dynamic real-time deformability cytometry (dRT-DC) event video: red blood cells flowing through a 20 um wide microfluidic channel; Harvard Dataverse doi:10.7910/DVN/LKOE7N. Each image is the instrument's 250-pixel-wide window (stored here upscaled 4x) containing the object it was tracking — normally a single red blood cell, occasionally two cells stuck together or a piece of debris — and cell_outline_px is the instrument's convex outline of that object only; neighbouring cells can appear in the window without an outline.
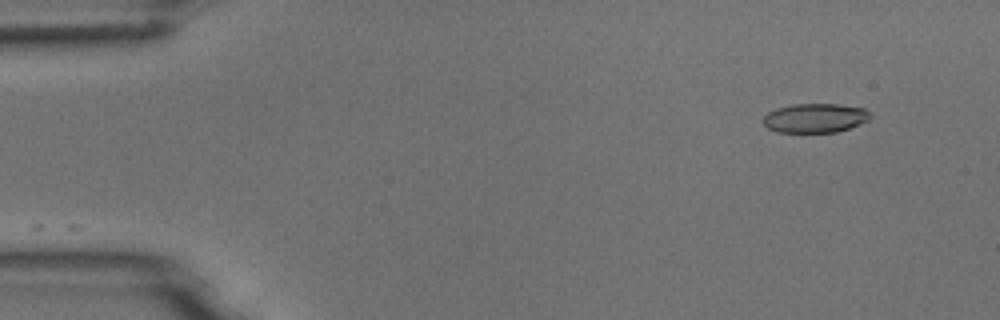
{"species": "common noctule bat (a hibernating species)", "species_latin": "Nyctalus noctula", "temperature_condition": "room temperature", "stored_images_in_passage": 4, "camera_frame_rate_fps": 3000, "um_per_image_px": 0.085, "animal": {"sex": "male", "body_mass_g": 18.8}, "frame": {"image": 1, "passage_image": 1, "time_ms": 0.0, "image_size_px": [1000, 320], "cell_outline_px": [[872, 116], [868, 120], [860, 124], [836, 132], [776, 132], [768, 128], [764, 124], [764, 116], [768, 112], [776, 108], [792, 104], [836, 104], [864, 108]], "centroid_in_image_um": [69.27, 10.03], "position_along_channel_um": 15.7, "area_um2": 18.15}}
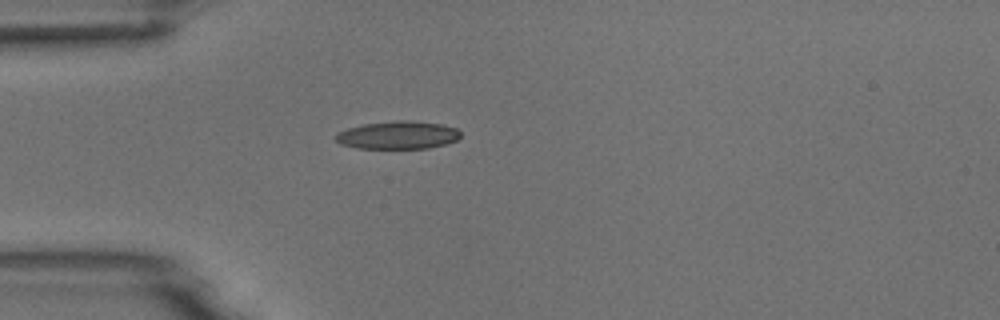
{"frame": {"image": 2, "passage_image": 4, "time_ms": 3.333, "image_size_px": [1000, 320], "cell_outline_px": [[460, 136], [456, 140], [444, 144], [428, 148], [356, 148], [340, 144], [336, 140], [336, 132], [348, 128], [364, 124], [392, 120], [408, 120], [444, 124], [456, 128], [460, 132]], "centroid_in_image_um": [33.81, 11.47], "position_along_channel_um": 51.2, "area_um2": 20.35}}